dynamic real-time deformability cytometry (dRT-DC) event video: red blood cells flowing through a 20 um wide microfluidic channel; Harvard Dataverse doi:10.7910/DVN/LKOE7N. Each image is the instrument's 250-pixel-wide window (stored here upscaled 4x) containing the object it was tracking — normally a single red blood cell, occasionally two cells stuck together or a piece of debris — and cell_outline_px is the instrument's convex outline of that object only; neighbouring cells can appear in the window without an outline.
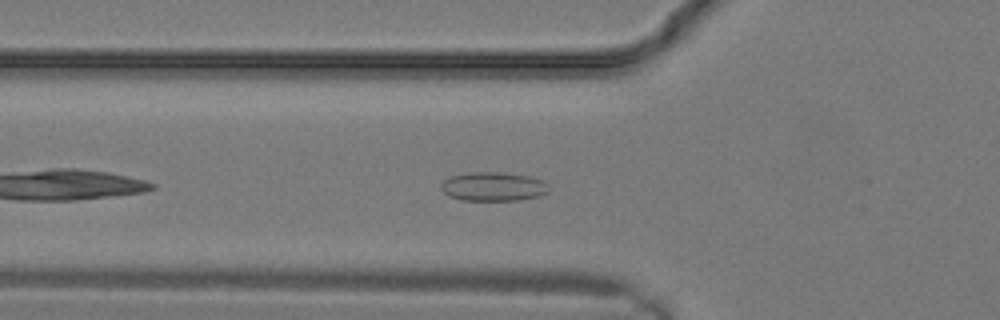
{"species": "common noctule bat (a hibernating species)", "species_latin": "Nyctalus noctula", "temperature_condition": "warm", "stored_images_in_passage": 5, "camera_frame_rate_fps": 3000, "um_per_image_px": 0.085, "animal": {"sex": "male", "body_mass_g": 19.2, "forearm_length_mm": 51.8}, "frame": {"image": 1, "passage_image": 3, "time_ms": 0.667, "image_size_px": [1000, 320], "cell_outline_px": [[552, 188], [548, 192], [540, 196], [520, 200], [460, 200], [448, 196], [440, 188], [440, 184], [444, 180], [452, 176], [468, 172], [500, 172], [532, 176], [544, 180]], "centroid_in_image_um": [41.98, 15.85], "position_along_channel_um": 83.8, "area_um2": 18.55}}
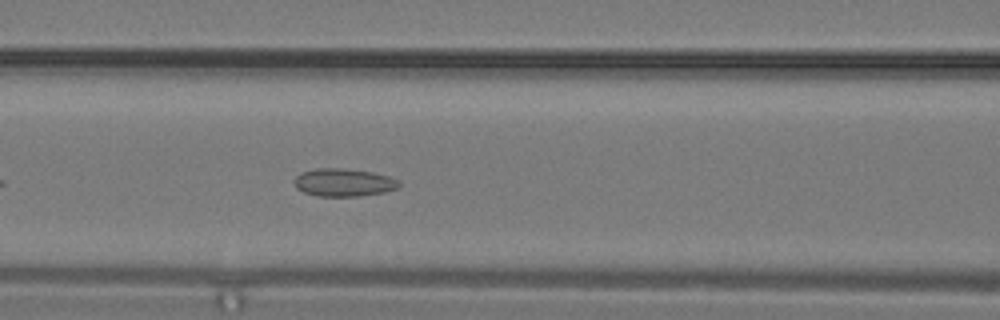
{"frame": {"image": 2, "passage_image": 5, "time_ms": 1.333, "image_size_px": [1000, 320], "cell_outline_px": [[400, 184], [396, 188], [384, 192], [360, 196], [320, 196], [304, 192], [296, 188], [296, 176], [300, 172], [316, 168], [344, 168], [372, 172], [388, 176], [400, 180]], "centroid_in_image_um": [29.22, 15.5], "position_along_channel_um": 137.4, "area_um2": 16.94}}